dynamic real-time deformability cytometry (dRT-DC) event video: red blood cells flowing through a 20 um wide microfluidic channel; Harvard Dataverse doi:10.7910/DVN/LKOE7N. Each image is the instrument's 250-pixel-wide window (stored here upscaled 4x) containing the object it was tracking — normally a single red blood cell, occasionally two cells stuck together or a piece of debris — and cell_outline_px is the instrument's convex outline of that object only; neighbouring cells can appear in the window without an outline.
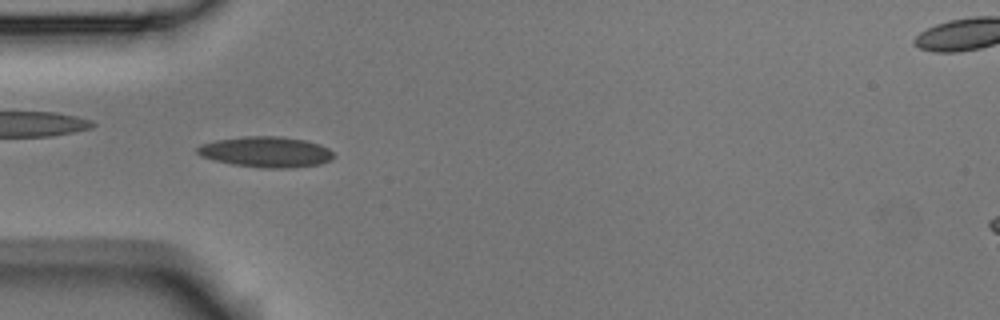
{"species": "Egyptian fruit bat (a non-hibernating species)", "species_latin": "Rousettus aegyptiacus", "temperature_condition": "room temperature", "stored_images_in_passage": 50, "camera_frame_rate_fps": 3000, "um_per_image_px": 0.085, "animal": {"sex": "male"}, "frame": {"image": 1, "passage_image": 15, "time_ms": 4.667, "image_size_px": [1000, 320], "cell_outline_px": [[336, 156], [332, 160], [320, 164], [288, 168], [260, 168], [232, 164], [200, 156], [196, 152], [196, 148], [200, 144], [216, 140], [244, 136], [280, 136], [304, 140], [320, 144], [328, 148]], "centroid_in_image_um": [22.62, 12.91], "position_along_channel_um": 62.4, "area_um2": 24.51}}
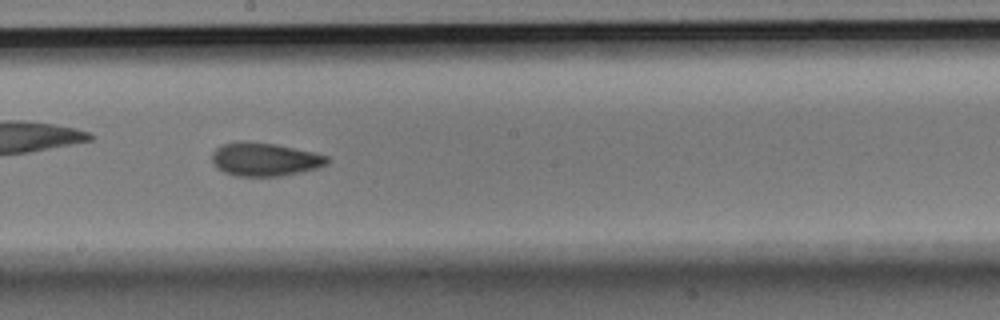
{"frame": {"image": 2, "passage_image": 28, "time_ms": 9.0, "image_size_px": [1000, 320], "cell_outline_px": [[328, 164], [316, 168], [280, 176], [236, 176], [224, 172], [216, 168], [212, 164], [212, 152], [216, 148], [224, 144], [240, 140], [244, 140], [276, 144], [312, 152], [328, 156]], "centroid_in_image_um": [22.45, 13.53], "position_along_channel_um": 225.8, "area_um2": 22.43}}
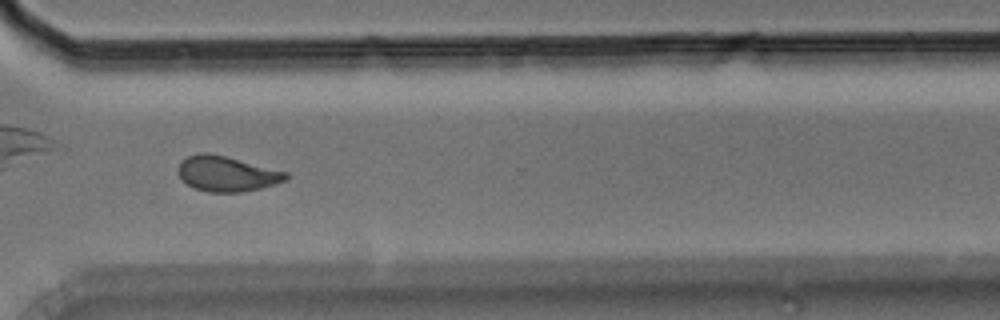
{"frame": {"image": 3, "passage_image": 38, "time_ms": 12.333, "image_size_px": [1000, 320], "cell_outline_px": [[288, 180], [260, 188], [240, 192], [208, 192], [192, 188], [176, 172], [180, 160], [188, 156], [200, 152], [208, 152], [288, 172]], "centroid_in_image_um": [19.24, 14.77], "position_along_channel_um": 351.4, "area_um2": 22.14}, "authors_computed_cell_mechanics": {"area_um2": 22.1663, "velocity_mm_per_s": 3.7745, "shape_relaxation_time_tau1_ms": null, "shape_relaxation_time_tau2_ms": 2.5351, "deformation_change_tau1": null, "deformation_change_tau2": 0.0896}}